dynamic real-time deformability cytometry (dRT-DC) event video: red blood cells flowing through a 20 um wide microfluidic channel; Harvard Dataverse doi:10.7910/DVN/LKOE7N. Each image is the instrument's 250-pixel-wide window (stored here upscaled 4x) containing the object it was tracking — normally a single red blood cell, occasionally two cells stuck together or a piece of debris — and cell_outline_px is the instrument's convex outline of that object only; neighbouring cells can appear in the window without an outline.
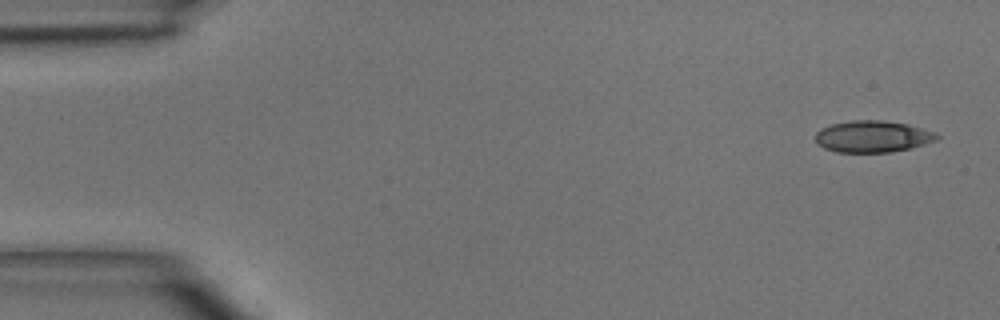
{"species": "common noctule bat (a hibernating species)", "species_latin": "Nyctalus noctula", "temperature_condition": "room temperature", "stored_images_in_passage": 5, "camera_frame_rate_fps": 3000, "um_per_image_px": 0.085, "animal": {"sex": "male", "body_mass_g": 15.6}, "frame": {"image": 1, "passage_image": 1, "time_ms": 0.0, "image_size_px": [1000, 320], "cell_outline_px": [[940, 136], [936, 140], [912, 148], [892, 152], [836, 152], [824, 148], [816, 144], [816, 132], [820, 128], [832, 124], [852, 120], [884, 120], [908, 124], [936, 132]], "centroid_in_image_um": [74.18, 11.6], "position_along_channel_um": 10.8, "area_um2": 22.6}}
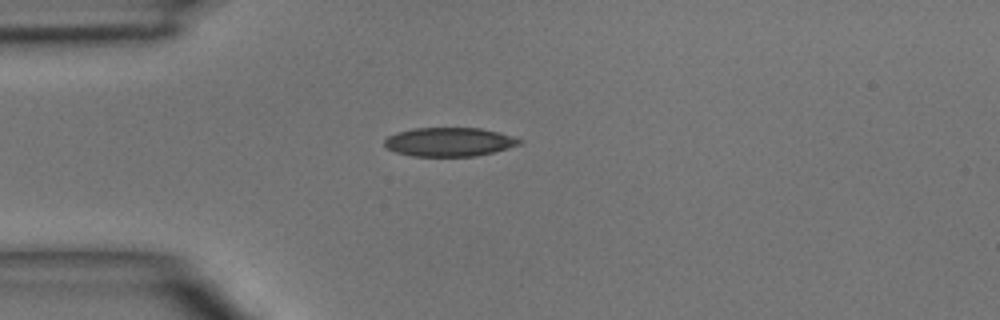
{"frame": {"image": 2, "passage_image": 4, "time_ms": 3.333, "image_size_px": [1000, 320], "cell_outline_px": [[524, 140], [520, 144], [508, 148], [476, 156], [412, 156], [396, 152], [388, 148], [384, 144], [384, 140], [388, 136], [396, 132], [412, 128], [480, 128], [512, 136]], "centroid_in_image_um": [38.17, 12.06], "position_along_channel_um": 46.8, "area_um2": 22.6}}